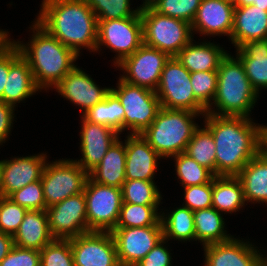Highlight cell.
Here are the masks:
<instances>
[{
    "instance_id": "cell-1",
    "label": "cell",
    "mask_w": 267,
    "mask_h": 266,
    "mask_svg": "<svg viewBox=\"0 0 267 266\" xmlns=\"http://www.w3.org/2000/svg\"><path fill=\"white\" fill-rule=\"evenodd\" d=\"M204 118L216 146V176H237L263 150L264 125L242 116L206 113Z\"/></svg>"
},
{
    "instance_id": "cell-2",
    "label": "cell",
    "mask_w": 267,
    "mask_h": 266,
    "mask_svg": "<svg viewBox=\"0 0 267 266\" xmlns=\"http://www.w3.org/2000/svg\"><path fill=\"white\" fill-rule=\"evenodd\" d=\"M36 22L78 56L96 51L98 20L85 0H43Z\"/></svg>"
},
{
    "instance_id": "cell-3",
    "label": "cell",
    "mask_w": 267,
    "mask_h": 266,
    "mask_svg": "<svg viewBox=\"0 0 267 266\" xmlns=\"http://www.w3.org/2000/svg\"><path fill=\"white\" fill-rule=\"evenodd\" d=\"M31 29L34 34L30 44L13 42L27 60L36 85L46 90L49 87H55L76 66L74 63L78 55L49 34L36 21Z\"/></svg>"
},
{
    "instance_id": "cell-4",
    "label": "cell",
    "mask_w": 267,
    "mask_h": 266,
    "mask_svg": "<svg viewBox=\"0 0 267 266\" xmlns=\"http://www.w3.org/2000/svg\"><path fill=\"white\" fill-rule=\"evenodd\" d=\"M217 74V89L211 106L214 103L218 112L208 108L206 113L250 118L251 108H254L259 95L252 88L241 60L227 53L219 64Z\"/></svg>"
},
{
    "instance_id": "cell-5",
    "label": "cell",
    "mask_w": 267,
    "mask_h": 266,
    "mask_svg": "<svg viewBox=\"0 0 267 266\" xmlns=\"http://www.w3.org/2000/svg\"><path fill=\"white\" fill-rule=\"evenodd\" d=\"M199 115L205 114L161 107L152 124L141 135L163 158L183 153L199 127L193 121Z\"/></svg>"
},
{
    "instance_id": "cell-6",
    "label": "cell",
    "mask_w": 267,
    "mask_h": 266,
    "mask_svg": "<svg viewBox=\"0 0 267 266\" xmlns=\"http://www.w3.org/2000/svg\"><path fill=\"white\" fill-rule=\"evenodd\" d=\"M143 44L175 57L192 38L191 24L162 15L154 9L140 12Z\"/></svg>"
},
{
    "instance_id": "cell-7",
    "label": "cell",
    "mask_w": 267,
    "mask_h": 266,
    "mask_svg": "<svg viewBox=\"0 0 267 266\" xmlns=\"http://www.w3.org/2000/svg\"><path fill=\"white\" fill-rule=\"evenodd\" d=\"M155 93L163 108L206 114L207 109L193 93L190 72L176 57H170L165 63Z\"/></svg>"
},
{
    "instance_id": "cell-8",
    "label": "cell",
    "mask_w": 267,
    "mask_h": 266,
    "mask_svg": "<svg viewBox=\"0 0 267 266\" xmlns=\"http://www.w3.org/2000/svg\"><path fill=\"white\" fill-rule=\"evenodd\" d=\"M117 88H111V92L124 108V130L130 129V134L143 133L161 109L157 94L147 88L126 83L120 78Z\"/></svg>"
},
{
    "instance_id": "cell-9",
    "label": "cell",
    "mask_w": 267,
    "mask_h": 266,
    "mask_svg": "<svg viewBox=\"0 0 267 266\" xmlns=\"http://www.w3.org/2000/svg\"><path fill=\"white\" fill-rule=\"evenodd\" d=\"M84 196L89 232L114 230L123 203L122 189L96 183L88 177Z\"/></svg>"
},
{
    "instance_id": "cell-10",
    "label": "cell",
    "mask_w": 267,
    "mask_h": 266,
    "mask_svg": "<svg viewBox=\"0 0 267 266\" xmlns=\"http://www.w3.org/2000/svg\"><path fill=\"white\" fill-rule=\"evenodd\" d=\"M88 177L89 174L75 160L47 162L41 177L46 209L84 192Z\"/></svg>"
},
{
    "instance_id": "cell-11",
    "label": "cell",
    "mask_w": 267,
    "mask_h": 266,
    "mask_svg": "<svg viewBox=\"0 0 267 266\" xmlns=\"http://www.w3.org/2000/svg\"><path fill=\"white\" fill-rule=\"evenodd\" d=\"M143 44L140 14L121 19L98 20L97 46H107L117 52L114 64L132 55Z\"/></svg>"
},
{
    "instance_id": "cell-12",
    "label": "cell",
    "mask_w": 267,
    "mask_h": 266,
    "mask_svg": "<svg viewBox=\"0 0 267 266\" xmlns=\"http://www.w3.org/2000/svg\"><path fill=\"white\" fill-rule=\"evenodd\" d=\"M170 56L158 49L142 44L132 55L117 66L126 72L120 79L134 86L156 91L165 63Z\"/></svg>"
},
{
    "instance_id": "cell-13",
    "label": "cell",
    "mask_w": 267,
    "mask_h": 266,
    "mask_svg": "<svg viewBox=\"0 0 267 266\" xmlns=\"http://www.w3.org/2000/svg\"><path fill=\"white\" fill-rule=\"evenodd\" d=\"M46 211L53 239L70 240L89 232L84 192L70 196Z\"/></svg>"
},
{
    "instance_id": "cell-14",
    "label": "cell",
    "mask_w": 267,
    "mask_h": 266,
    "mask_svg": "<svg viewBox=\"0 0 267 266\" xmlns=\"http://www.w3.org/2000/svg\"><path fill=\"white\" fill-rule=\"evenodd\" d=\"M120 266H134L163 239L162 226L115 228L111 231Z\"/></svg>"
},
{
    "instance_id": "cell-15",
    "label": "cell",
    "mask_w": 267,
    "mask_h": 266,
    "mask_svg": "<svg viewBox=\"0 0 267 266\" xmlns=\"http://www.w3.org/2000/svg\"><path fill=\"white\" fill-rule=\"evenodd\" d=\"M70 243L75 266H120L111 232L90 231Z\"/></svg>"
},
{
    "instance_id": "cell-16",
    "label": "cell",
    "mask_w": 267,
    "mask_h": 266,
    "mask_svg": "<svg viewBox=\"0 0 267 266\" xmlns=\"http://www.w3.org/2000/svg\"><path fill=\"white\" fill-rule=\"evenodd\" d=\"M46 154L13 158L0 161V196L11 193L41 180L46 165Z\"/></svg>"
},
{
    "instance_id": "cell-17",
    "label": "cell",
    "mask_w": 267,
    "mask_h": 266,
    "mask_svg": "<svg viewBox=\"0 0 267 266\" xmlns=\"http://www.w3.org/2000/svg\"><path fill=\"white\" fill-rule=\"evenodd\" d=\"M204 266H265L263 254L249 242L231 238L204 246Z\"/></svg>"
},
{
    "instance_id": "cell-18",
    "label": "cell",
    "mask_w": 267,
    "mask_h": 266,
    "mask_svg": "<svg viewBox=\"0 0 267 266\" xmlns=\"http://www.w3.org/2000/svg\"><path fill=\"white\" fill-rule=\"evenodd\" d=\"M39 90L27 60L15 43L9 40V73L3 90V102L15 107L16 103Z\"/></svg>"
},
{
    "instance_id": "cell-19",
    "label": "cell",
    "mask_w": 267,
    "mask_h": 266,
    "mask_svg": "<svg viewBox=\"0 0 267 266\" xmlns=\"http://www.w3.org/2000/svg\"><path fill=\"white\" fill-rule=\"evenodd\" d=\"M81 118L80 149L83 157L75 161L89 174L102 161L104 155L120 134L113 128L89 122L84 117Z\"/></svg>"
},
{
    "instance_id": "cell-20",
    "label": "cell",
    "mask_w": 267,
    "mask_h": 266,
    "mask_svg": "<svg viewBox=\"0 0 267 266\" xmlns=\"http://www.w3.org/2000/svg\"><path fill=\"white\" fill-rule=\"evenodd\" d=\"M61 96L80 106L83 114L105 99L111 88H100L94 80L75 66L55 87Z\"/></svg>"
},
{
    "instance_id": "cell-21",
    "label": "cell",
    "mask_w": 267,
    "mask_h": 266,
    "mask_svg": "<svg viewBox=\"0 0 267 266\" xmlns=\"http://www.w3.org/2000/svg\"><path fill=\"white\" fill-rule=\"evenodd\" d=\"M234 6L225 0H202L197 9L191 29L202 35H228L233 28Z\"/></svg>"
},
{
    "instance_id": "cell-22",
    "label": "cell",
    "mask_w": 267,
    "mask_h": 266,
    "mask_svg": "<svg viewBox=\"0 0 267 266\" xmlns=\"http://www.w3.org/2000/svg\"><path fill=\"white\" fill-rule=\"evenodd\" d=\"M159 158L161 156L141 134H129L126 140V180L154 181Z\"/></svg>"
},
{
    "instance_id": "cell-23",
    "label": "cell",
    "mask_w": 267,
    "mask_h": 266,
    "mask_svg": "<svg viewBox=\"0 0 267 266\" xmlns=\"http://www.w3.org/2000/svg\"><path fill=\"white\" fill-rule=\"evenodd\" d=\"M230 38L236 49L249 41L266 40L267 11L254 4L235 6Z\"/></svg>"
},
{
    "instance_id": "cell-24",
    "label": "cell",
    "mask_w": 267,
    "mask_h": 266,
    "mask_svg": "<svg viewBox=\"0 0 267 266\" xmlns=\"http://www.w3.org/2000/svg\"><path fill=\"white\" fill-rule=\"evenodd\" d=\"M13 240L14 245L18 247L42 250L53 240L49 231L47 211L27 210Z\"/></svg>"
},
{
    "instance_id": "cell-25",
    "label": "cell",
    "mask_w": 267,
    "mask_h": 266,
    "mask_svg": "<svg viewBox=\"0 0 267 266\" xmlns=\"http://www.w3.org/2000/svg\"><path fill=\"white\" fill-rule=\"evenodd\" d=\"M126 140L119 138L111 145L102 161L89 173L96 183L121 189L126 181Z\"/></svg>"
},
{
    "instance_id": "cell-26",
    "label": "cell",
    "mask_w": 267,
    "mask_h": 266,
    "mask_svg": "<svg viewBox=\"0 0 267 266\" xmlns=\"http://www.w3.org/2000/svg\"><path fill=\"white\" fill-rule=\"evenodd\" d=\"M201 43L194 44L192 39L175 57L190 73L217 71L227 52L214 43Z\"/></svg>"
},
{
    "instance_id": "cell-27",
    "label": "cell",
    "mask_w": 267,
    "mask_h": 266,
    "mask_svg": "<svg viewBox=\"0 0 267 266\" xmlns=\"http://www.w3.org/2000/svg\"><path fill=\"white\" fill-rule=\"evenodd\" d=\"M236 56L243 63L252 88L258 94L259 89H267V39L242 44Z\"/></svg>"
},
{
    "instance_id": "cell-28",
    "label": "cell",
    "mask_w": 267,
    "mask_h": 266,
    "mask_svg": "<svg viewBox=\"0 0 267 266\" xmlns=\"http://www.w3.org/2000/svg\"><path fill=\"white\" fill-rule=\"evenodd\" d=\"M246 202L267 203V152L263 149L237 175Z\"/></svg>"
},
{
    "instance_id": "cell-29",
    "label": "cell",
    "mask_w": 267,
    "mask_h": 266,
    "mask_svg": "<svg viewBox=\"0 0 267 266\" xmlns=\"http://www.w3.org/2000/svg\"><path fill=\"white\" fill-rule=\"evenodd\" d=\"M242 184L237 176H215L213 179L212 207L217 211L237 212L245 205Z\"/></svg>"
},
{
    "instance_id": "cell-30",
    "label": "cell",
    "mask_w": 267,
    "mask_h": 266,
    "mask_svg": "<svg viewBox=\"0 0 267 266\" xmlns=\"http://www.w3.org/2000/svg\"><path fill=\"white\" fill-rule=\"evenodd\" d=\"M195 241L203 246L221 243L233 238L224 230L225 222L221 213L213 207L194 211Z\"/></svg>"
},
{
    "instance_id": "cell-31",
    "label": "cell",
    "mask_w": 267,
    "mask_h": 266,
    "mask_svg": "<svg viewBox=\"0 0 267 266\" xmlns=\"http://www.w3.org/2000/svg\"><path fill=\"white\" fill-rule=\"evenodd\" d=\"M87 121L113 128L119 134L124 131V108L110 91L104 100L82 115Z\"/></svg>"
},
{
    "instance_id": "cell-32",
    "label": "cell",
    "mask_w": 267,
    "mask_h": 266,
    "mask_svg": "<svg viewBox=\"0 0 267 266\" xmlns=\"http://www.w3.org/2000/svg\"><path fill=\"white\" fill-rule=\"evenodd\" d=\"M160 220L163 228V238L167 241L170 239L179 241L195 240L194 212L188 207L176 208L168 215H164L163 212Z\"/></svg>"
},
{
    "instance_id": "cell-33",
    "label": "cell",
    "mask_w": 267,
    "mask_h": 266,
    "mask_svg": "<svg viewBox=\"0 0 267 266\" xmlns=\"http://www.w3.org/2000/svg\"><path fill=\"white\" fill-rule=\"evenodd\" d=\"M199 128L193 133L184 153L216 176V146L213 135L206 126Z\"/></svg>"
},
{
    "instance_id": "cell-34",
    "label": "cell",
    "mask_w": 267,
    "mask_h": 266,
    "mask_svg": "<svg viewBox=\"0 0 267 266\" xmlns=\"http://www.w3.org/2000/svg\"><path fill=\"white\" fill-rule=\"evenodd\" d=\"M158 207L123 202L115 228L162 226L161 215L157 212Z\"/></svg>"
},
{
    "instance_id": "cell-35",
    "label": "cell",
    "mask_w": 267,
    "mask_h": 266,
    "mask_svg": "<svg viewBox=\"0 0 267 266\" xmlns=\"http://www.w3.org/2000/svg\"><path fill=\"white\" fill-rule=\"evenodd\" d=\"M121 189L124 203L158 206L162 200L154 181L126 180Z\"/></svg>"
},
{
    "instance_id": "cell-36",
    "label": "cell",
    "mask_w": 267,
    "mask_h": 266,
    "mask_svg": "<svg viewBox=\"0 0 267 266\" xmlns=\"http://www.w3.org/2000/svg\"><path fill=\"white\" fill-rule=\"evenodd\" d=\"M172 157L176 161V173L178 179H181L180 181L183 187L209 183L215 177L209 169L198 164L184 152Z\"/></svg>"
},
{
    "instance_id": "cell-37",
    "label": "cell",
    "mask_w": 267,
    "mask_h": 266,
    "mask_svg": "<svg viewBox=\"0 0 267 266\" xmlns=\"http://www.w3.org/2000/svg\"><path fill=\"white\" fill-rule=\"evenodd\" d=\"M93 10L97 20L121 19L140 14L138 9L131 10L130 0H85Z\"/></svg>"
},
{
    "instance_id": "cell-38",
    "label": "cell",
    "mask_w": 267,
    "mask_h": 266,
    "mask_svg": "<svg viewBox=\"0 0 267 266\" xmlns=\"http://www.w3.org/2000/svg\"><path fill=\"white\" fill-rule=\"evenodd\" d=\"M190 81L195 98L206 109L211 108L210 102L214 100L217 89V71L192 72L190 73Z\"/></svg>"
},
{
    "instance_id": "cell-39",
    "label": "cell",
    "mask_w": 267,
    "mask_h": 266,
    "mask_svg": "<svg viewBox=\"0 0 267 266\" xmlns=\"http://www.w3.org/2000/svg\"><path fill=\"white\" fill-rule=\"evenodd\" d=\"M40 266H75L70 240L53 239L40 250Z\"/></svg>"
},
{
    "instance_id": "cell-40",
    "label": "cell",
    "mask_w": 267,
    "mask_h": 266,
    "mask_svg": "<svg viewBox=\"0 0 267 266\" xmlns=\"http://www.w3.org/2000/svg\"><path fill=\"white\" fill-rule=\"evenodd\" d=\"M201 2L202 0H160L154 10L191 24Z\"/></svg>"
},
{
    "instance_id": "cell-41",
    "label": "cell",
    "mask_w": 267,
    "mask_h": 266,
    "mask_svg": "<svg viewBox=\"0 0 267 266\" xmlns=\"http://www.w3.org/2000/svg\"><path fill=\"white\" fill-rule=\"evenodd\" d=\"M27 209L0 196V232L14 236L22 223Z\"/></svg>"
},
{
    "instance_id": "cell-42",
    "label": "cell",
    "mask_w": 267,
    "mask_h": 266,
    "mask_svg": "<svg viewBox=\"0 0 267 266\" xmlns=\"http://www.w3.org/2000/svg\"><path fill=\"white\" fill-rule=\"evenodd\" d=\"M8 198L27 210H46L41 180L11 193Z\"/></svg>"
},
{
    "instance_id": "cell-43",
    "label": "cell",
    "mask_w": 267,
    "mask_h": 266,
    "mask_svg": "<svg viewBox=\"0 0 267 266\" xmlns=\"http://www.w3.org/2000/svg\"><path fill=\"white\" fill-rule=\"evenodd\" d=\"M213 180L202 185H192L184 187L185 205L191 211L212 207Z\"/></svg>"
},
{
    "instance_id": "cell-44",
    "label": "cell",
    "mask_w": 267,
    "mask_h": 266,
    "mask_svg": "<svg viewBox=\"0 0 267 266\" xmlns=\"http://www.w3.org/2000/svg\"><path fill=\"white\" fill-rule=\"evenodd\" d=\"M0 266H40V251L14 245Z\"/></svg>"
},
{
    "instance_id": "cell-45",
    "label": "cell",
    "mask_w": 267,
    "mask_h": 266,
    "mask_svg": "<svg viewBox=\"0 0 267 266\" xmlns=\"http://www.w3.org/2000/svg\"><path fill=\"white\" fill-rule=\"evenodd\" d=\"M166 242L168 241L163 238L134 266H171V254L167 247L163 246Z\"/></svg>"
},
{
    "instance_id": "cell-46",
    "label": "cell",
    "mask_w": 267,
    "mask_h": 266,
    "mask_svg": "<svg viewBox=\"0 0 267 266\" xmlns=\"http://www.w3.org/2000/svg\"><path fill=\"white\" fill-rule=\"evenodd\" d=\"M14 107L0 100V144L7 139L14 121Z\"/></svg>"
},
{
    "instance_id": "cell-47",
    "label": "cell",
    "mask_w": 267,
    "mask_h": 266,
    "mask_svg": "<svg viewBox=\"0 0 267 266\" xmlns=\"http://www.w3.org/2000/svg\"><path fill=\"white\" fill-rule=\"evenodd\" d=\"M9 73V41L0 48V100L3 101V90Z\"/></svg>"
},
{
    "instance_id": "cell-48",
    "label": "cell",
    "mask_w": 267,
    "mask_h": 266,
    "mask_svg": "<svg viewBox=\"0 0 267 266\" xmlns=\"http://www.w3.org/2000/svg\"><path fill=\"white\" fill-rule=\"evenodd\" d=\"M13 247V236L0 232V262L8 255Z\"/></svg>"
},
{
    "instance_id": "cell-49",
    "label": "cell",
    "mask_w": 267,
    "mask_h": 266,
    "mask_svg": "<svg viewBox=\"0 0 267 266\" xmlns=\"http://www.w3.org/2000/svg\"><path fill=\"white\" fill-rule=\"evenodd\" d=\"M252 4L267 11V0H239V6H249Z\"/></svg>"
},
{
    "instance_id": "cell-50",
    "label": "cell",
    "mask_w": 267,
    "mask_h": 266,
    "mask_svg": "<svg viewBox=\"0 0 267 266\" xmlns=\"http://www.w3.org/2000/svg\"><path fill=\"white\" fill-rule=\"evenodd\" d=\"M160 2V0H145V2H143L142 5H140V7H138L137 9L141 12L147 9H154L155 6ZM142 6V7H141Z\"/></svg>"
},
{
    "instance_id": "cell-51",
    "label": "cell",
    "mask_w": 267,
    "mask_h": 266,
    "mask_svg": "<svg viewBox=\"0 0 267 266\" xmlns=\"http://www.w3.org/2000/svg\"><path fill=\"white\" fill-rule=\"evenodd\" d=\"M8 32L0 30V48H2L9 40Z\"/></svg>"
},
{
    "instance_id": "cell-52",
    "label": "cell",
    "mask_w": 267,
    "mask_h": 266,
    "mask_svg": "<svg viewBox=\"0 0 267 266\" xmlns=\"http://www.w3.org/2000/svg\"><path fill=\"white\" fill-rule=\"evenodd\" d=\"M263 149L267 152V126H264V142Z\"/></svg>"
},
{
    "instance_id": "cell-53",
    "label": "cell",
    "mask_w": 267,
    "mask_h": 266,
    "mask_svg": "<svg viewBox=\"0 0 267 266\" xmlns=\"http://www.w3.org/2000/svg\"><path fill=\"white\" fill-rule=\"evenodd\" d=\"M227 3L235 6H239V0H225Z\"/></svg>"
},
{
    "instance_id": "cell-54",
    "label": "cell",
    "mask_w": 267,
    "mask_h": 266,
    "mask_svg": "<svg viewBox=\"0 0 267 266\" xmlns=\"http://www.w3.org/2000/svg\"><path fill=\"white\" fill-rule=\"evenodd\" d=\"M265 266H267V257L265 258Z\"/></svg>"
}]
</instances>
